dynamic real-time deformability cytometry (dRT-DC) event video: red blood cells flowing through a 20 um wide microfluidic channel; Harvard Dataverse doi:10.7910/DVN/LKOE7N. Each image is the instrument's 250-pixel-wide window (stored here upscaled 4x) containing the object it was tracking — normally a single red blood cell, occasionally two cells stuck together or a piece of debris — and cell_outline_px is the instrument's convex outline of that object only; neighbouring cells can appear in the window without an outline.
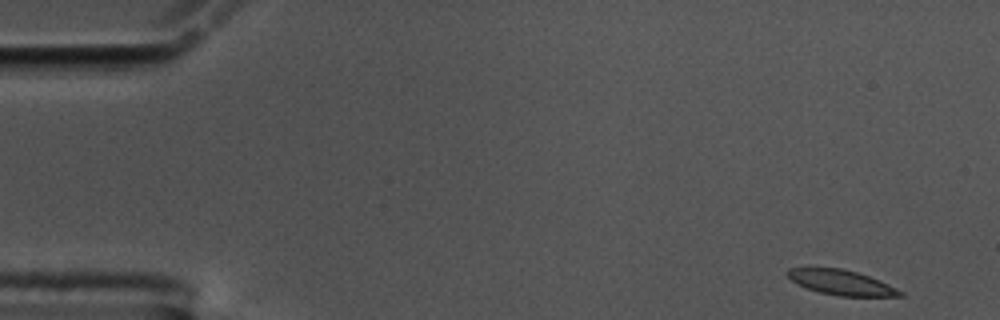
{"species": "common noctule bat (a hibernating species)", "species_latin": "Nyctalus noctula", "temperature_condition": "cold", "stored_images_in_passage": 54, "camera_frame_rate_fps": 3000, "um_per_image_px": 0.085, "animal": {"sex": "male", "body_mass_g": 17.5, "forearm_length_mm": 52.3}, "frame": {"image": 1, "passage_image": 1, "time_ms": 0.0, "image_size_px": [1000, 320], "cell_outline_px": [[904, 296], [836, 296], [820, 292], [808, 288], [792, 280], [788, 276], [788, 268], [840, 268], [856, 272], [880, 280], [904, 292]], "centroid_in_image_um": [71.56, 24.02], "position_along_channel_um": 13.4, "area_um2": 16.07}}
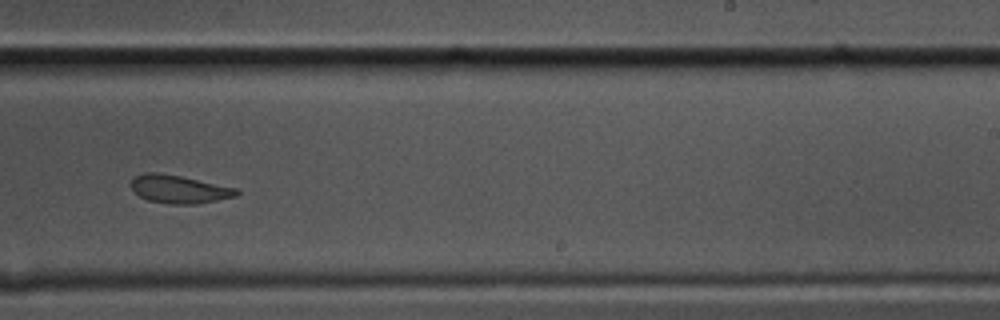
{"frame": {"image": 2, "passage_image": 33, "time_ms": 10.667, "image_size_px": [1000, 320], "cell_outline_px": [[240, 192], [236, 196], [196, 204], [168, 204], [148, 200], [132, 192], [132, 180], [136, 176], [144, 172], [156, 172], [180, 176], [236, 188]], "centroid_in_image_um": [15.19, 16.08], "position_along_channel_um": 273.8, "area_um2": 17.11}}
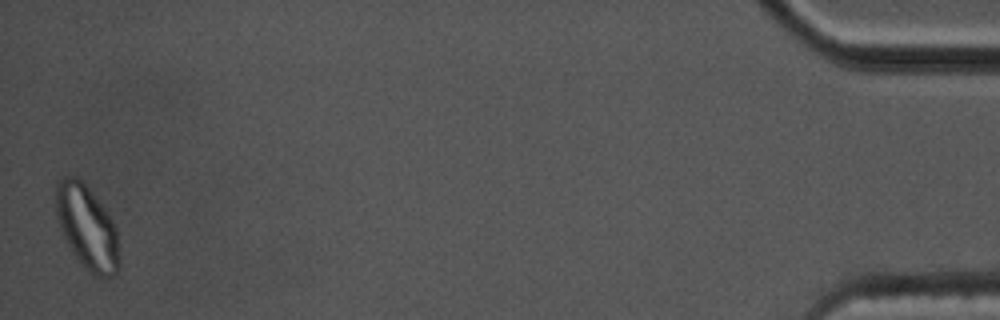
{"frame": {"image": 3, "passage_image": 54, "time_ms": 17.667, "image_size_px": [1000, 320], "cell_outline_px": [[120, 268], [116, 276], [108, 280], [96, 276], [84, 268], [80, 264], [72, 252], [60, 228], [56, 216], [56, 180], [64, 176], [76, 176], [88, 188], [108, 212], [116, 228], [120, 260]], "centroid_in_image_um": [7.42, 19.38], "position_along_channel_um": 427.8, "area_um2": 31.44}, "authors_computed_cell_mechanics": {"area_um2": 17.8024, "velocity_mm_per_s": 3.5115, "shape_relaxation_time_tau1_ms": 9.6371, "shape_relaxation_time_tau2_ms": 2.1929, "deformation_change_tau1": 0.2274, "deformation_change_tau2": 0.0819}}